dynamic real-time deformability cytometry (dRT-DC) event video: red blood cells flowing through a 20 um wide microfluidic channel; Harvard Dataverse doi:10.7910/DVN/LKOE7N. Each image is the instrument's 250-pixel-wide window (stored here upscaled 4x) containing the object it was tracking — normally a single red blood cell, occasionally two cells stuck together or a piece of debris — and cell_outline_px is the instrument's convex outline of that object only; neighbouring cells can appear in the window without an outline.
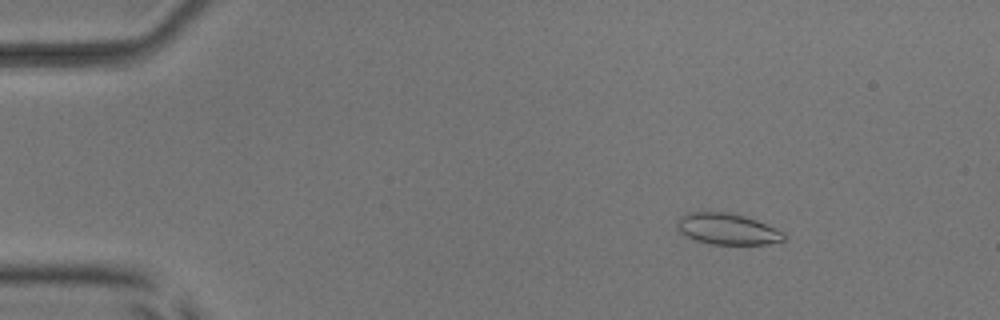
{"species": "common noctule bat (a hibernating species)", "species_latin": "Nyctalus noctula", "temperature_condition": "room temperature", "stored_images_in_passage": 6, "camera_frame_rate_fps": 3000, "um_per_image_px": 0.085, "animal": {"sex": "male", "body_mass_g": 17.9, "forearm_length_mm": 54.2}, "frame": {"image": 1, "passage_image": 1, "time_ms": 0.0, "image_size_px": [1000, 320], "cell_outline_px": [[784, 240], [768, 244], [712, 244], [696, 240], [680, 232], [676, 228], [676, 220], [680, 216], [688, 212], [728, 212], [744, 216], [756, 220], [784, 232]], "centroid_in_image_um": [61.78, 19.46], "position_along_channel_um": 23.2, "area_um2": 19.31}}
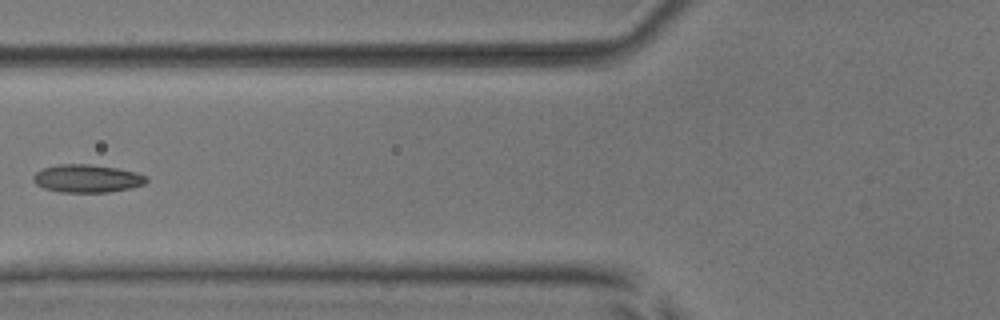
{"frame": {"image": 2, "passage_image": 5, "time_ms": 4.667, "image_size_px": [1000, 320], "cell_outline_px": [[148, 180], [144, 184], [132, 188], [108, 192], [60, 192], [44, 188], [36, 184], [32, 180], [32, 176], [40, 168], [56, 164], [88, 164], [116, 168], [136, 172], [148, 176]], "centroid_in_image_um": [7.38, 15.17], "position_along_channel_um": 118.4, "area_um2": 18.61}}
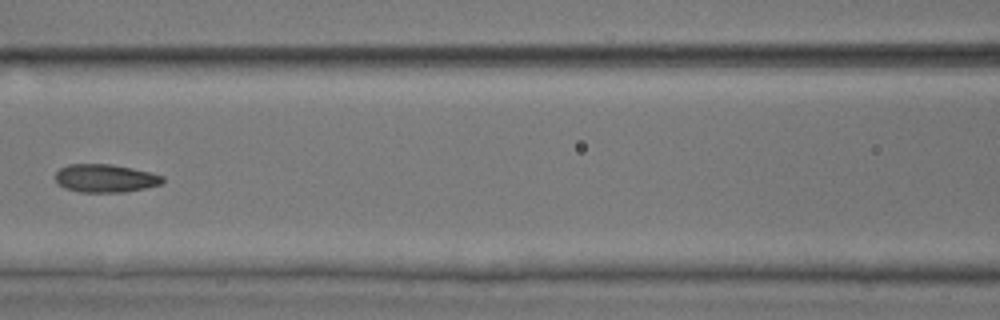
{"frame": {"image": 3, "passage_image": 6, "time_ms": 5.667, "image_size_px": [1000, 320], "cell_outline_px": [[164, 180], [160, 184], [144, 188], [124, 192], [80, 192], [64, 188], [56, 180], [56, 172], [60, 168], [68, 164], [112, 164], [152, 172], [164, 176]], "centroid_in_image_um": [8.96, 15.14], "position_along_channel_um": 157.6, "area_um2": 17.57}}